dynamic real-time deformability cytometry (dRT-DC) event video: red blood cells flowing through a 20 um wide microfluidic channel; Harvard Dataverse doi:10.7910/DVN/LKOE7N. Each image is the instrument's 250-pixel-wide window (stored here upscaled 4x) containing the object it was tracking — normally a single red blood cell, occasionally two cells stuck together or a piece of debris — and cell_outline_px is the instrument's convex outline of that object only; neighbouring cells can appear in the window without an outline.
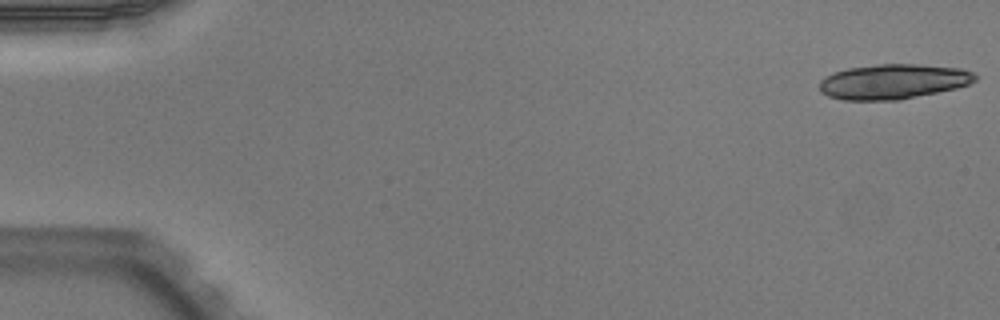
{"species": "Egyptian fruit bat (a non-hibernating species)", "species_latin": "Rousettus aegyptiacus", "temperature_condition": "warm", "stored_images_in_passage": 18, "camera_frame_rate_fps": 3000, "um_per_image_px": 0.085, "animal": {"sex": "male"}, "frame": {"image": 1, "passage_image": 1, "time_ms": 0.0, "image_size_px": [1000, 320], "cell_outline_px": [[976, 80], [968, 84], [956, 88], [900, 100], [844, 100], [828, 96], [820, 92], [820, 80], [836, 72], [848, 68], [880, 64], [912, 64], [960, 68], [972, 72], [976, 76]], "centroid_in_image_um": [75.92, 6.94], "position_along_channel_um": 9.1, "area_um2": 31.44}}